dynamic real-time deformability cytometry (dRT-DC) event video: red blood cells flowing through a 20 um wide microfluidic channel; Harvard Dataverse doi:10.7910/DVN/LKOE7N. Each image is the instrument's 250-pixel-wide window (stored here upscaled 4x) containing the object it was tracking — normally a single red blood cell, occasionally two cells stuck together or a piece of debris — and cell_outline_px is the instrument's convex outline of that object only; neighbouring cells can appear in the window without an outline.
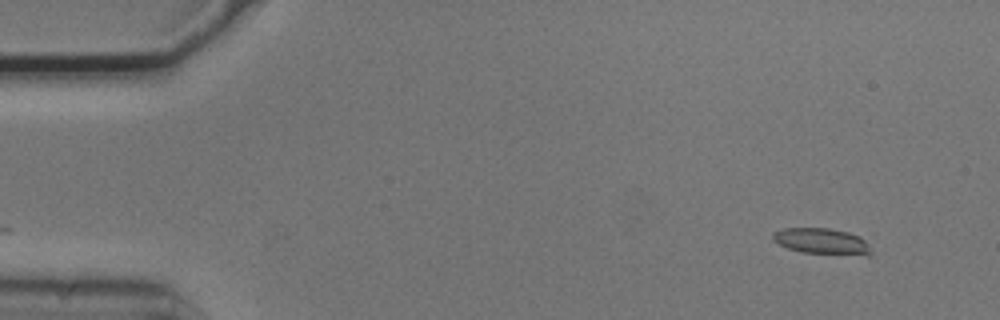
{"species": "common noctule bat (a hibernating species)", "species_latin": "Nyctalus noctula", "temperature_condition": "cold", "stored_images_in_passage": 11, "camera_frame_rate_fps": 3000, "um_per_image_px": 0.085, "animal": {"sex": "male", "body_mass_g": 20.5, "forearm_length_mm": 52.5}, "frame": {"image": 1, "passage_image": 1, "time_ms": 0.0, "image_size_px": [1000, 320], "cell_outline_px": [[872, 256], [868, 256], [800, 252], [788, 248], [772, 240], [772, 232], [784, 228], [828, 228], [848, 232], [860, 236], [868, 244], [872, 252]], "centroid_in_image_um": [69.88, 20.52], "position_along_channel_um": 15.1, "area_um2": 15.09}}